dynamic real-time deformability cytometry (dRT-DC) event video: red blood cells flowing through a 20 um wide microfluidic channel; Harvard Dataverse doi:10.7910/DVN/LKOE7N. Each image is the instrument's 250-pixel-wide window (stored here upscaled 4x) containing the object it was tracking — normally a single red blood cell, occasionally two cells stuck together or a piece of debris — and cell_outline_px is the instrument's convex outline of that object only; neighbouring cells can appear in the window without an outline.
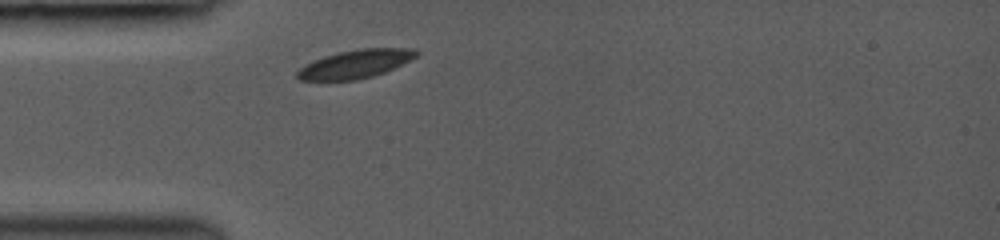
{"species": "common noctule bat (a hibernating species)", "species_latin": "Nyctalus noctula", "temperature_condition": "room temperature", "stored_images_in_passage": 1, "camera_frame_rate_fps": 3000, "um_per_image_px": 0.085, "animal": {"sex": "female", "body_mass_g": 19.0, "forearm_length_mm": 53.3}, "frame": {"image": 1, "passage_image": 1, "time_ms": 0.0, "image_size_px": [1000, 240], "cell_outline_px": [[420, 52], [416, 56], [384, 72], [372, 76], [356, 80], [300, 80], [296, 76], [296, 72], [304, 64], [312, 60], [324, 56], [340, 52], [360, 48], [416, 48]], "centroid_in_image_um": [30.18, 5.43], "position_along_channel_um": 54.8, "area_um2": 19.54}}